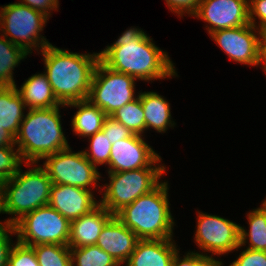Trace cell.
Wrapping results in <instances>:
<instances>
[{"instance_id": "e0dca14e", "label": "cell", "mask_w": 266, "mask_h": 266, "mask_svg": "<svg viewBox=\"0 0 266 266\" xmlns=\"http://www.w3.org/2000/svg\"><path fill=\"white\" fill-rule=\"evenodd\" d=\"M114 215L102 205H98L88 214L71 221L69 248L96 245L105 224Z\"/></svg>"}, {"instance_id": "7c38bea8", "label": "cell", "mask_w": 266, "mask_h": 266, "mask_svg": "<svg viewBox=\"0 0 266 266\" xmlns=\"http://www.w3.org/2000/svg\"><path fill=\"white\" fill-rule=\"evenodd\" d=\"M209 35L231 60L260 66V31L253 25L218 30Z\"/></svg>"}, {"instance_id": "8fae6325", "label": "cell", "mask_w": 266, "mask_h": 266, "mask_svg": "<svg viewBox=\"0 0 266 266\" xmlns=\"http://www.w3.org/2000/svg\"><path fill=\"white\" fill-rule=\"evenodd\" d=\"M195 242L212 256L228 254L240 247V225L217 215L198 211Z\"/></svg>"}, {"instance_id": "74e56055", "label": "cell", "mask_w": 266, "mask_h": 266, "mask_svg": "<svg viewBox=\"0 0 266 266\" xmlns=\"http://www.w3.org/2000/svg\"><path fill=\"white\" fill-rule=\"evenodd\" d=\"M1 146H15V138L0 126V147Z\"/></svg>"}, {"instance_id": "60d3db41", "label": "cell", "mask_w": 266, "mask_h": 266, "mask_svg": "<svg viewBox=\"0 0 266 266\" xmlns=\"http://www.w3.org/2000/svg\"><path fill=\"white\" fill-rule=\"evenodd\" d=\"M2 182L0 181V201H1Z\"/></svg>"}, {"instance_id": "d6986e66", "label": "cell", "mask_w": 266, "mask_h": 266, "mask_svg": "<svg viewBox=\"0 0 266 266\" xmlns=\"http://www.w3.org/2000/svg\"><path fill=\"white\" fill-rule=\"evenodd\" d=\"M17 91L28 109L65 106L57 100L45 73L32 75Z\"/></svg>"}, {"instance_id": "d590c367", "label": "cell", "mask_w": 266, "mask_h": 266, "mask_svg": "<svg viewBox=\"0 0 266 266\" xmlns=\"http://www.w3.org/2000/svg\"><path fill=\"white\" fill-rule=\"evenodd\" d=\"M165 1L171 12H174L182 17L183 14H189L193 16L196 13L201 0H165Z\"/></svg>"}, {"instance_id": "277c9868", "label": "cell", "mask_w": 266, "mask_h": 266, "mask_svg": "<svg viewBox=\"0 0 266 266\" xmlns=\"http://www.w3.org/2000/svg\"><path fill=\"white\" fill-rule=\"evenodd\" d=\"M168 190V182H161L115 216L140 240L172 238L175 222L169 208Z\"/></svg>"}, {"instance_id": "7402d4cb", "label": "cell", "mask_w": 266, "mask_h": 266, "mask_svg": "<svg viewBox=\"0 0 266 266\" xmlns=\"http://www.w3.org/2000/svg\"><path fill=\"white\" fill-rule=\"evenodd\" d=\"M65 106L78 108L71 121L72 130L76 135L87 138L102 130L107 115L88 99L71 102Z\"/></svg>"}, {"instance_id": "7a4b0ae2", "label": "cell", "mask_w": 266, "mask_h": 266, "mask_svg": "<svg viewBox=\"0 0 266 266\" xmlns=\"http://www.w3.org/2000/svg\"><path fill=\"white\" fill-rule=\"evenodd\" d=\"M49 80L57 100L66 105L86 100L99 53H73L50 44L40 51Z\"/></svg>"}, {"instance_id": "cb8c5ba5", "label": "cell", "mask_w": 266, "mask_h": 266, "mask_svg": "<svg viewBox=\"0 0 266 266\" xmlns=\"http://www.w3.org/2000/svg\"><path fill=\"white\" fill-rule=\"evenodd\" d=\"M29 55L23 48L0 36V86H15L13 70Z\"/></svg>"}, {"instance_id": "5b68a950", "label": "cell", "mask_w": 266, "mask_h": 266, "mask_svg": "<svg viewBox=\"0 0 266 266\" xmlns=\"http://www.w3.org/2000/svg\"><path fill=\"white\" fill-rule=\"evenodd\" d=\"M52 182L42 166L18 172L2 183L0 212L12 215L3 223L14 225L26 214L47 205ZM16 216V217H15Z\"/></svg>"}, {"instance_id": "9a60e30c", "label": "cell", "mask_w": 266, "mask_h": 266, "mask_svg": "<svg viewBox=\"0 0 266 266\" xmlns=\"http://www.w3.org/2000/svg\"><path fill=\"white\" fill-rule=\"evenodd\" d=\"M93 195L92 190L52 184L48 204L71 222L88 214L99 205V201H96Z\"/></svg>"}, {"instance_id": "b9f144b4", "label": "cell", "mask_w": 266, "mask_h": 266, "mask_svg": "<svg viewBox=\"0 0 266 266\" xmlns=\"http://www.w3.org/2000/svg\"><path fill=\"white\" fill-rule=\"evenodd\" d=\"M262 206L266 209V198L264 199Z\"/></svg>"}, {"instance_id": "52a82bcc", "label": "cell", "mask_w": 266, "mask_h": 266, "mask_svg": "<svg viewBox=\"0 0 266 266\" xmlns=\"http://www.w3.org/2000/svg\"><path fill=\"white\" fill-rule=\"evenodd\" d=\"M48 19L46 15L29 6L17 2L9 3L0 7V32L10 42L31 54L33 48L42 51L51 44L40 33Z\"/></svg>"}, {"instance_id": "8d00e7d4", "label": "cell", "mask_w": 266, "mask_h": 266, "mask_svg": "<svg viewBox=\"0 0 266 266\" xmlns=\"http://www.w3.org/2000/svg\"><path fill=\"white\" fill-rule=\"evenodd\" d=\"M17 3L29 6L30 8L43 13L48 18L51 16V10L56 11L59 7L58 0H21Z\"/></svg>"}, {"instance_id": "f546056e", "label": "cell", "mask_w": 266, "mask_h": 266, "mask_svg": "<svg viewBox=\"0 0 266 266\" xmlns=\"http://www.w3.org/2000/svg\"><path fill=\"white\" fill-rule=\"evenodd\" d=\"M15 243L10 250L7 266H39L35 251L31 246L17 241Z\"/></svg>"}, {"instance_id": "83f0119b", "label": "cell", "mask_w": 266, "mask_h": 266, "mask_svg": "<svg viewBox=\"0 0 266 266\" xmlns=\"http://www.w3.org/2000/svg\"><path fill=\"white\" fill-rule=\"evenodd\" d=\"M90 147L85 151V157L97 168L99 165H109V158L112 144L109 142L107 136H104L103 131L100 130L94 135L88 137Z\"/></svg>"}, {"instance_id": "4316f807", "label": "cell", "mask_w": 266, "mask_h": 266, "mask_svg": "<svg viewBox=\"0 0 266 266\" xmlns=\"http://www.w3.org/2000/svg\"><path fill=\"white\" fill-rule=\"evenodd\" d=\"M31 247L35 251L39 266L71 265V253L67 245L37 244Z\"/></svg>"}, {"instance_id": "4dcf8cb0", "label": "cell", "mask_w": 266, "mask_h": 266, "mask_svg": "<svg viewBox=\"0 0 266 266\" xmlns=\"http://www.w3.org/2000/svg\"><path fill=\"white\" fill-rule=\"evenodd\" d=\"M183 259L179 256V251L177 250L173 261L172 266H223L222 261L216 260L212 255H207L203 253H198L195 251L188 252Z\"/></svg>"}, {"instance_id": "30bf717a", "label": "cell", "mask_w": 266, "mask_h": 266, "mask_svg": "<svg viewBox=\"0 0 266 266\" xmlns=\"http://www.w3.org/2000/svg\"><path fill=\"white\" fill-rule=\"evenodd\" d=\"M42 167L47 171L52 184L70 185L92 190L101 175L83 151L74 152L70 147L46 156Z\"/></svg>"}, {"instance_id": "ba28073f", "label": "cell", "mask_w": 266, "mask_h": 266, "mask_svg": "<svg viewBox=\"0 0 266 266\" xmlns=\"http://www.w3.org/2000/svg\"><path fill=\"white\" fill-rule=\"evenodd\" d=\"M71 222L49 204L26 214L14 224L17 242L34 246L37 244L67 245Z\"/></svg>"}, {"instance_id": "2e32d148", "label": "cell", "mask_w": 266, "mask_h": 266, "mask_svg": "<svg viewBox=\"0 0 266 266\" xmlns=\"http://www.w3.org/2000/svg\"><path fill=\"white\" fill-rule=\"evenodd\" d=\"M139 240L137 235L114 215L103 227L96 246L123 266L135 250Z\"/></svg>"}, {"instance_id": "d6a6232c", "label": "cell", "mask_w": 266, "mask_h": 266, "mask_svg": "<svg viewBox=\"0 0 266 266\" xmlns=\"http://www.w3.org/2000/svg\"><path fill=\"white\" fill-rule=\"evenodd\" d=\"M229 266H266V251L246 248Z\"/></svg>"}, {"instance_id": "5bb4252c", "label": "cell", "mask_w": 266, "mask_h": 266, "mask_svg": "<svg viewBox=\"0 0 266 266\" xmlns=\"http://www.w3.org/2000/svg\"><path fill=\"white\" fill-rule=\"evenodd\" d=\"M143 136L133 134L112 144L108 172H123L160 165L161 156L144 141Z\"/></svg>"}, {"instance_id": "9c48e42d", "label": "cell", "mask_w": 266, "mask_h": 266, "mask_svg": "<svg viewBox=\"0 0 266 266\" xmlns=\"http://www.w3.org/2000/svg\"><path fill=\"white\" fill-rule=\"evenodd\" d=\"M135 81L133 76L114 71L99 60L87 99L110 116L118 108L138 98Z\"/></svg>"}, {"instance_id": "d4e9b609", "label": "cell", "mask_w": 266, "mask_h": 266, "mask_svg": "<svg viewBox=\"0 0 266 266\" xmlns=\"http://www.w3.org/2000/svg\"><path fill=\"white\" fill-rule=\"evenodd\" d=\"M73 266H120L111 255L96 245L70 248Z\"/></svg>"}, {"instance_id": "44dd1931", "label": "cell", "mask_w": 266, "mask_h": 266, "mask_svg": "<svg viewBox=\"0 0 266 266\" xmlns=\"http://www.w3.org/2000/svg\"><path fill=\"white\" fill-rule=\"evenodd\" d=\"M138 97L144 111L146 130L153 128L159 133H165L168 127H173L169 102L156 92H140Z\"/></svg>"}, {"instance_id": "ab89813d", "label": "cell", "mask_w": 266, "mask_h": 266, "mask_svg": "<svg viewBox=\"0 0 266 266\" xmlns=\"http://www.w3.org/2000/svg\"><path fill=\"white\" fill-rule=\"evenodd\" d=\"M259 65H262V68H263L264 72L266 73V53H260Z\"/></svg>"}, {"instance_id": "603a6c76", "label": "cell", "mask_w": 266, "mask_h": 266, "mask_svg": "<svg viewBox=\"0 0 266 266\" xmlns=\"http://www.w3.org/2000/svg\"><path fill=\"white\" fill-rule=\"evenodd\" d=\"M249 230L240 226V245H246L249 240L248 249L266 251V209L262 206L253 209L247 214Z\"/></svg>"}, {"instance_id": "ac0fdd59", "label": "cell", "mask_w": 266, "mask_h": 266, "mask_svg": "<svg viewBox=\"0 0 266 266\" xmlns=\"http://www.w3.org/2000/svg\"><path fill=\"white\" fill-rule=\"evenodd\" d=\"M177 250L172 238L139 240L125 266H172Z\"/></svg>"}, {"instance_id": "8992f818", "label": "cell", "mask_w": 266, "mask_h": 266, "mask_svg": "<svg viewBox=\"0 0 266 266\" xmlns=\"http://www.w3.org/2000/svg\"><path fill=\"white\" fill-rule=\"evenodd\" d=\"M165 165L148 166L137 170L108 172L109 184L101 185L104 191L99 204L116 215L139 196L155 189L166 171Z\"/></svg>"}, {"instance_id": "4fadbf2b", "label": "cell", "mask_w": 266, "mask_h": 266, "mask_svg": "<svg viewBox=\"0 0 266 266\" xmlns=\"http://www.w3.org/2000/svg\"><path fill=\"white\" fill-rule=\"evenodd\" d=\"M197 19L207 22L208 33L250 24L249 0H201Z\"/></svg>"}, {"instance_id": "6da1fadb", "label": "cell", "mask_w": 266, "mask_h": 266, "mask_svg": "<svg viewBox=\"0 0 266 266\" xmlns=\"http://www.w3.org/2000/svg\"><path fill=\"white\" fill-rule=\"evenodd\" d=\"M100 60L110 69L149 82L178 76L167 52L139 28H129L112 45L99 52Z\"/></svg>"}, {"instance_id": "3957f363", "label": "cell", "mask_w": 266, "mask_h": 266, "mask_svg": "<svg viewBox=\"0 0 266 266\" xmlns=\"http://www.w3.org/2000/svg\"><path fill=\"white\" fill-rule=\"evenodd\" d=\"M59 108L27 110L15 138V146L26 166H36L46 156L70 147L62 130Z\"/></svg>"}, {"instance_id": "e575fe53", "label": "cell", "mask_w": 266, "mask_h": 266, "mask_svg": "<svg viewBox=\"0 0 266 266\" xmlns=\"http://www.w3.org/2000/svg\"><path fill=\"white\" fill-rule=\"evenodd\" d=\"M249 21L257 30L266 27V0H249Z\"/></svg>"}, {"instance_id": "f1b7e54d", "label": "cell", "mask_w": 266, "mask_h": 266, "mask_svg": "<svg viewBox=\"0 0 266 266\" xmlns=\"http://www.w3.org/2000/svg\"><path fill=\"white\" fill-rule=\"evenodd\" d=\"M16 146L0 147V181L3 183L13 177L20 167L22 159Z\"/></svg>"}, {"instance_id": "f35d334b", "label": "cell", "mask_w": 266, "mask_h": 266, "mask_svg": "<svg viewBox=\"0 0 266 266\" xmlns=\"http://www.w3.org/2000/svg\"><path fill=\"white\" fill-rule=\"evenodd\" d=\"M260 31V53H266V27H263Z\"/></svg>"}, {"instance_id": "1f68e13d", "label": "cell", "mask_w": 266, "mask_h": 266, "mask_svg": "<svg viewBox=\"0 0 266 266\" xmlns=\"http://www.w3.org/2000/svg\"><path fill=\"white\" fill-rule=\"evenodd\" d=\"M102 131L104 136H107L111 144H114L119 140L129 138L133 135L128 128L111 116H106L104 119Z\"/></svg>"}, {"instance_id": "836d02e7", "label": "cell", "mask_w": 266, "mask_h": 266, "mask_svg": "<svg viewBox=\"0 0 266 266\" xmlns=\"http://www.w3.org/2000/svg\"><path fill=\"white\" fill-rule=\"evenodd\" d=\"M12 234L16 235L14 225L4 223L0 227V266H7L9 253L13 246L10 237Z\"/></svg>"}, {"instance_id": "484cf974", "label": "cell", "mask_w": 266, "mask_h": 266, "mask_svg": "<svg viewBox=\"0 0 266 266\" xmlns=\"http://www.w3.org/2000/svg\"><path fill=\"white\" fill-rule=\"evenodd\" d=\"M110 116L122 123L133 134L142 135L146 130L144 111L139 97L118 108Z\"/></svg>"}, {"instance_id": "ffe728a7", "label": "cell", "mask_w": 266, "mask_h": 266, "mask_svg": "<svg viewBox=\"0 0 266 266\" xmlns=\"http://www.w3.org/2000/svg\"><path fill=\"white\" fill-rule=\"evenodd\" d=\"M16 86H0V126L14 138L24 119V110H27Z\"/></svg>"}]
</instances>
